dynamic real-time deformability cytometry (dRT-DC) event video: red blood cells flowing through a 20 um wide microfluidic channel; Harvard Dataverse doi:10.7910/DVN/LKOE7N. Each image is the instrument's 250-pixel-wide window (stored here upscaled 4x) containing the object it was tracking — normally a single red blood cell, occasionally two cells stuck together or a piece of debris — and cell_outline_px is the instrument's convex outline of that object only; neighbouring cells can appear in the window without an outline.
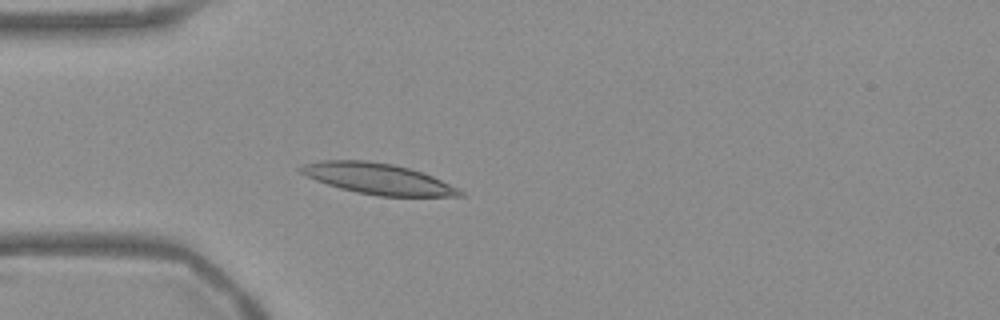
{"species": "Egyptian fruit bat (a non-hibernating species)", "species_latin": "Rousettus aegyptiacus", "temperature_condition": "warm", "stored_images_in_passage": 41, "camera_frame_rate_fps": 3000, "um_per_image_px": 0.085, "frame": {"image": 1, "passage_image": 6, "time_ms": 1.667, "image_size_px": [1000, 320], "cell_outline_px": [[464, 196], [380, 196], [356, 192], [340, 188], [316, 180], [300, 172], [296, 168], [304, 164], [320, 160], [368, 160], [392, 164], [408, 168], [432, 176], [460, 188], [464, 192]], "centroid_in_image_um": [32.12, 15.19], "position_along_channel_um": 52.9, "area_um2": 28.5}}
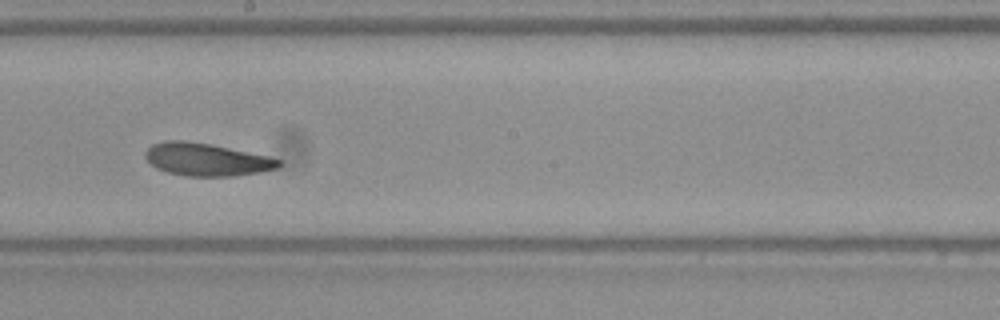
{"frame": {"image": 2, "passage_image": 21, "time_ms": 6.667, "image_size_px": [1000, 320], "cell_outline_px": [[284, 160], [276, 168], [260, 172], [232, 176], [184, 176], [168, 172], [156, 168], [144, 156], [144, 152], [152, 144], [168, 140], [184, 140], [208, 144], [268, 156]], "centroid_in_image_um": [17.53, 13.56], "position_along_channel_um": 230.7, "area_um2": 25.2}}
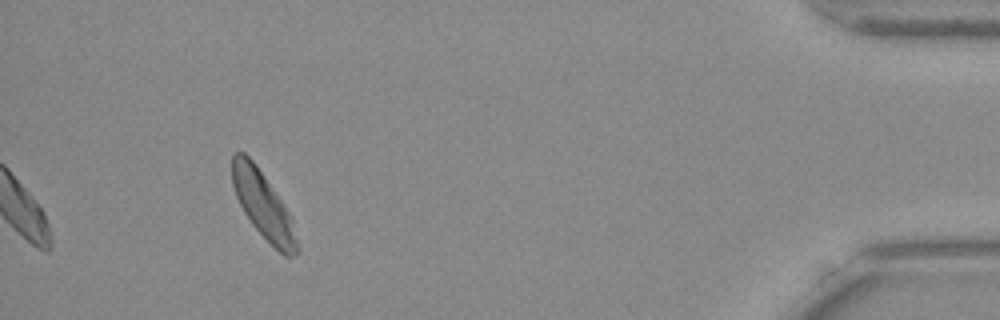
{"frame": {"image": 3, "passage_image": 41, "time_ms": 13.333, "image_size_px": [1000, 320], "cell_outline_px": [[300, 252], [292, 256], [284, 256], [252, 224], [244, 212], [236, 196], [232, 184], [232, 152], [244, 152], [256, 164], [288, 212], [292, 220], [300, 248]], "centroid_in_image_um": [22.36, 17.44], "position_along_channel_um": 412.8, "area_um2": 24.74}, "authors_computed_cell_mechanics": {"area_um2": 25.3164, "velocity_mm_per_s": 3.7104, "shape_relaxation_time_tau1_ms": 4.3119, "shape_relaxation_time_tau2_ms": 4.6877, "deformation_change_tau1": 0.1307, "deformation_change_tau2": 0.1232}}